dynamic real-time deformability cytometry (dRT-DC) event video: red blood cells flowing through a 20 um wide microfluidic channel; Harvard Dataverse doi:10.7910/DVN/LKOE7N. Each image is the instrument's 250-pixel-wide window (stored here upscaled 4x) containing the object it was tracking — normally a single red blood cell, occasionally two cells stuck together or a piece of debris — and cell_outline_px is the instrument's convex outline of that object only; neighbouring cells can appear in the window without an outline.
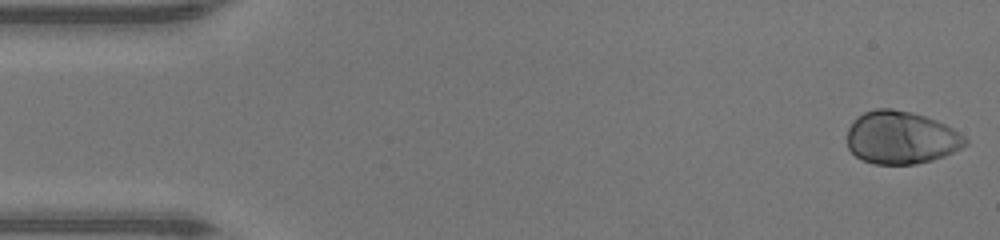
{"species": "human", "species_latin": "Homo sapiens", "temperature_condition": "warm", "stored_images_in_passage": 47, "camera_frame_rate_fps": 3000, "um_per_image_px": 0.085, "donor": {"sex": "male"}, "frame": {"image": 1, "passage_image": 1, "time_ms": 0.0, "image_size_px": [1000, 240], "cell_outline_px": [[968, 144], [944, 156], [932, 160], [916, 164], [876, 164], [864, 160], [856, 156], [848, 148], [848, 128], [852, 120], [856, 116], [864, 112], [876, 108], [892, 108], [924, 116], [936, 120], [952, 128], [964, 136], [968, 140]], "centroid_in_image_um": [76.57, 11.69], "position_along_channel_um": 8.4, "area_um2": 36.3}}
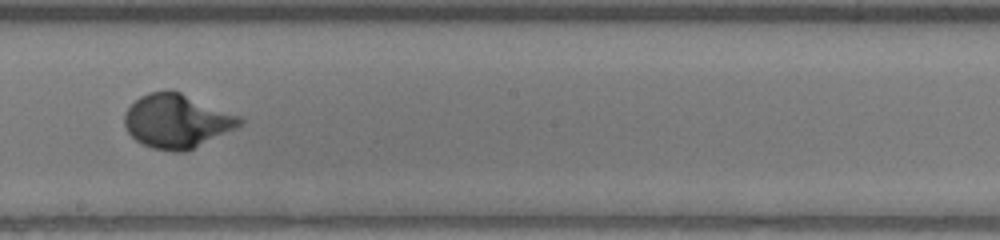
{"frame": {"image": 2, "passage_image": 26, "time_ms": 8.333, "image_size_px": [1000, 240], "cell_outline_px": [[244, 124], [236, 128], [184, 152], [176, 152], [152, 148], [136, 140], [128, 132], [124, 124], [124, 116], [128, 108], [140, 96], [148, 92], [180, 92], [240, 116], [244, 120]], "centroid_in_image_um": [15.03, 10.3], "position_along_channel_um": 233.2, "area_um2": 35.6}}
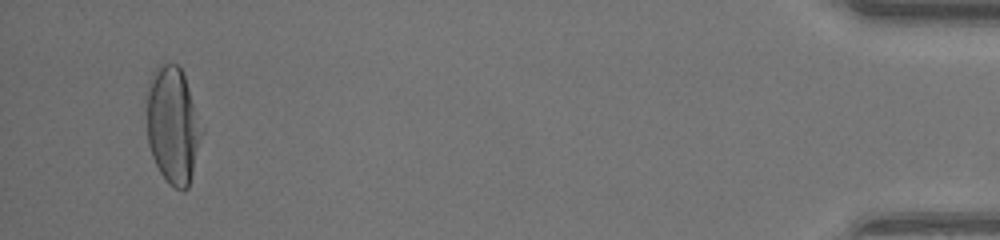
{"frame": {"image": 3, "passage_image": 45, "time_ms": 14.667, "image_size_px": [1000, 240], "cell_outline_px": [[204, 132], [188, 188], [184, 192], [168, 184], [160, 172], [152, 156], [148, 144], [148, 80], [152, 72], [160, 64], [176, 64], [180, 68], [184, 76], [204, 128]], "centroid_in_image_um": [14.72, 10.68], "position_along_channel_um": 420.5, "area_um2": 37.57}, "authors_computed_cell_mechanics": {"area_um2": 35.6048, "velocity_mm_per_s": 4.3444, "shape_relaxation_time_tau1_ms": 2.8157, "shape_relaxation_time_tau2_ms": null, "deformation_change_tau1": 0.2256, "deformation_change_tau2": null}}